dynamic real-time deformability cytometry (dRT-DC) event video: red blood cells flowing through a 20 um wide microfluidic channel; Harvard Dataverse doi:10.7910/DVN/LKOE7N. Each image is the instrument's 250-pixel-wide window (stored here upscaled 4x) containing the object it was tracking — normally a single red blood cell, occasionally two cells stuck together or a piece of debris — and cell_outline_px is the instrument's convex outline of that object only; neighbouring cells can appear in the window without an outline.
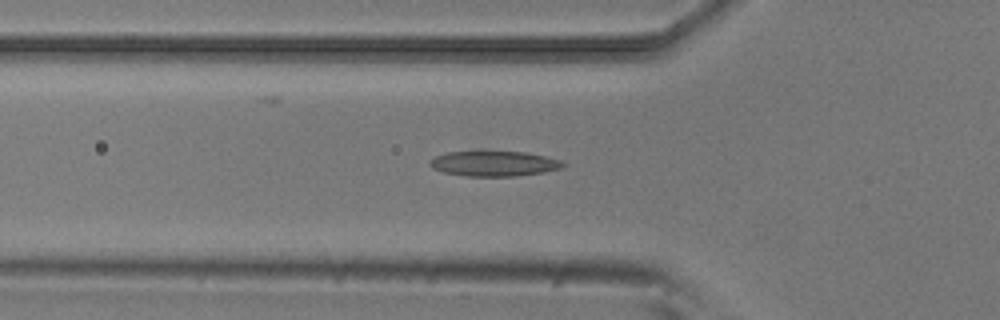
{"species": "common noctule bat (a hibernating species)", "species_latin": "Nyctalus noctula", "temperature_condition": "room temperature", "stored_images_in_passage": 29, "camera_frame_rate_fps": 3000, "um_per_image_px": 0.085, "animal": {"sex": "male", "body_mass_g": 20.5, "forearm_length_mm": 52.5}, "frame": {"image": 1, "passage_image": 2, "time_ms": 0.333, "image_size_px": [1000, 320], "cell_outline_px": [[564, 164], [560, 168], [544, 172], [516, 176], [468, 176], [444, 172], [432, 168], [428, 164], [428, 160], [436, 156], [448, 152], [480, 148], [484, 148], [524, 152], [544, 156], [560, 160]], "centroid_in_image_um": [41.91, 13.85], "position_along_channel_um": 83.9, "area_um2": 20.4}}
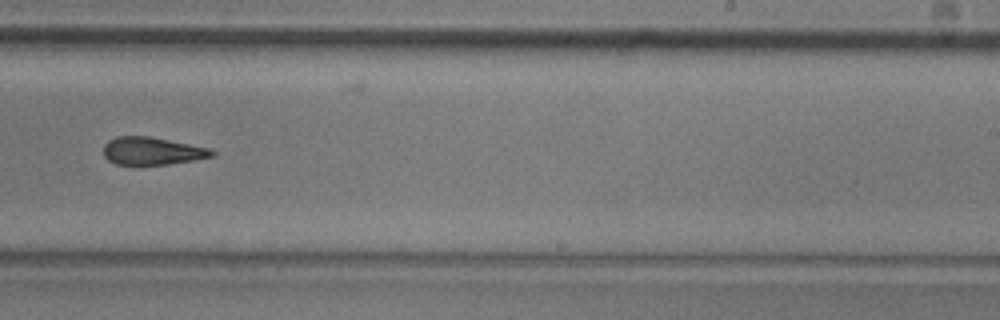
{"frame": {"image": 2, "passage_image": 17, "time_ms": 5.333, "image_size_px": [1000, 320], "cell_outline_px": [[216, 156], [168, 164], [116, 164], [108, 160], [104, 156], [104, 144], [108, 140], [116, 136], [148, 136], [212, 148], [216, 152]], "centroid_in_image_um": [12.96, 12.82], "position_along_channel_um": 276.0, "area_um2": 17.51}}
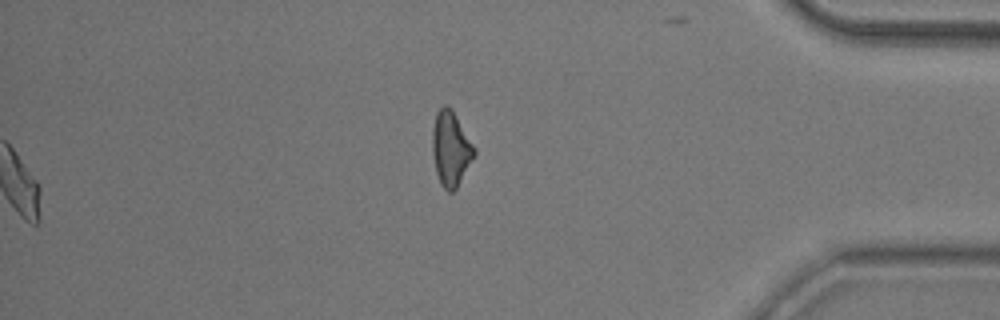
{"frame": {"image": 3, "passage_image": 29, "time_ms": 9.333, "image_size_px": [1000, 320], "cell_outline_px": [[476, 152], [456, 188], [452, 192], [448, 192], [440, 184], [436, 172], [432, 152], [432, 128], [436, 112], [444, 104], [448, 104], [452, 108], [476, 148]], "centroid_in_image_um": [38.3, 12.59], "position_along_channel_um": 396.9, "area_um2": 18.32}}